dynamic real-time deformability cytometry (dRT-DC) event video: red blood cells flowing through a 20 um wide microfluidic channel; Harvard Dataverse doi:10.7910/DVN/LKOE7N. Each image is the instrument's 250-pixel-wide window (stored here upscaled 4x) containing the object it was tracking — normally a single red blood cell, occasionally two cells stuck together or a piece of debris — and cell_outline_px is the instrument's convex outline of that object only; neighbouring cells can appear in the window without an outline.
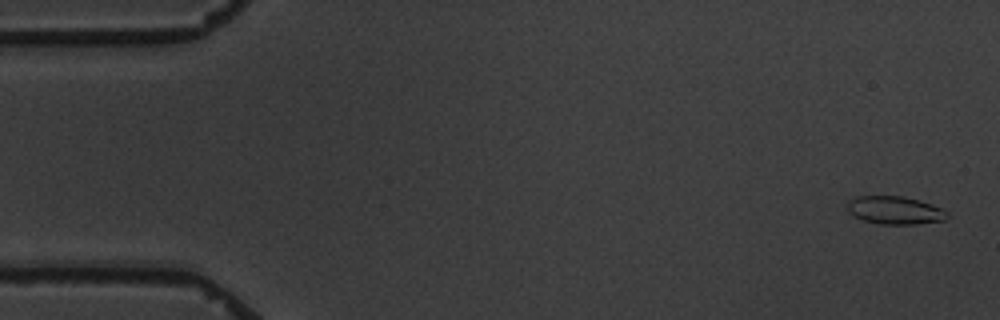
{"species": "common noctule bat (a hibernating species)", "species_latin": "Nyctalus noctula", "temperature_condition": "warm", "stored_images_in_passage": 8, "camera_frame_rate_fps": 3000, "um_per_image_px": 0.085, "animal": {"sex": "male", "body_mass_g": 19.5, "forearm_length_mm": 54.6}, "frame": {"image": 1, "passage_image": 1, "time_ms": 0.0, "image_size_px": [1000, 320], "cell_outline_px": [[948, 216], [944, 220], [916, 224], [880, 224], [864, 220], [848, 212], [848, 200], [856, 196], [904, 196], [920, 200], [932, 204], [948, 212]], "centroid_in_image_um": [76.07, 17.86], "position_along_channel_um": 8.9, "area_um2": 16.24}}
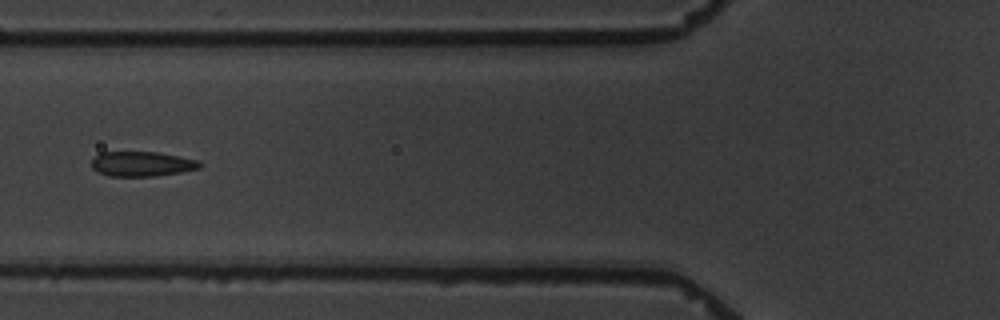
{"frame": {"image": 2, "passage_image": 7, "time_ms": 6.667, "image_size_px": [1000, 320], "cell_outline_px": [[200, 168], [180, 172], [156, 176], [108, 176], [92, 168], [92, 160], [100, 152], [156, 152], [200, 160]], "centroid_in_image_um": [12.06, 13.93], "position_along_channel_um": 113.7, "area_um2": 15.55}}
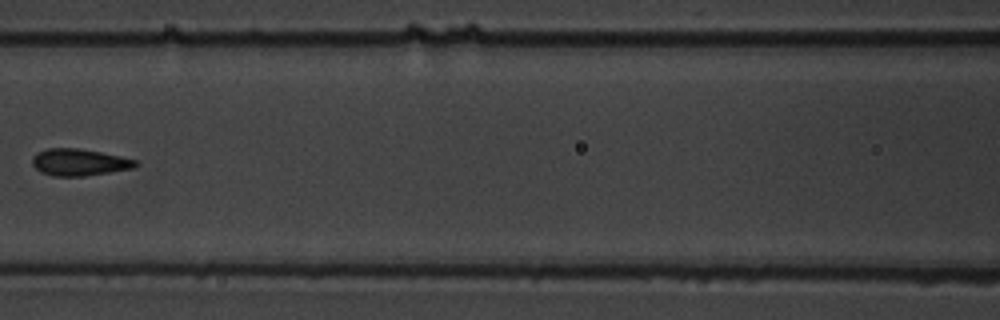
{"frame": {"image": 3, "passage_image": 8, "time_ms": 8.0, "image_size_px": [1000, 320], "cell_outline_px": [[140, 164], [136, 168], [84, 176], [52, 176], [40, 172], [32, 164], [32, 156], [36, 152], [48, 148], [80, 148], [120, 156], [136, 160]], "centroid_in_image_um": [6.74, 13.79], "position_along_channel_um": 159.9, "area_um2": 16.36}}